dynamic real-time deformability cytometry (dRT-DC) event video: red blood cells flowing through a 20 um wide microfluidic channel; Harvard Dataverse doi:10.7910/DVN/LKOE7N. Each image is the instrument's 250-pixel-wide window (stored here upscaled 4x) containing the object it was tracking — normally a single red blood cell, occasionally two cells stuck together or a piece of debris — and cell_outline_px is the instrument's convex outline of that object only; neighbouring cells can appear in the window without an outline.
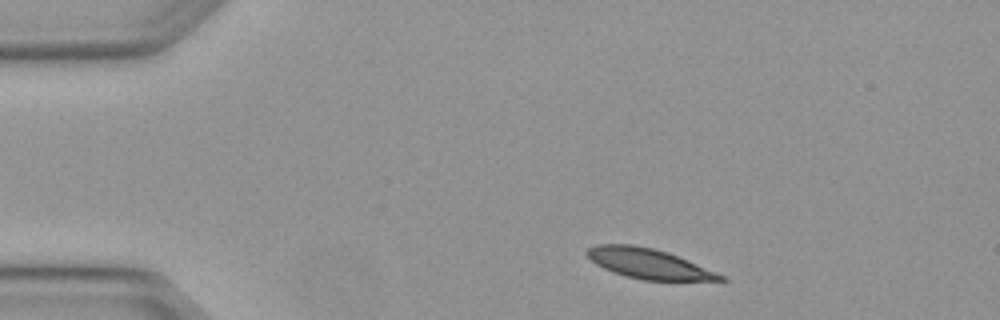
{"species": "Egyptian fruit bat (a non-hibernating species)", "species_latin": "Rousettus aegyptiacus", "temperature_condition": "warm", "stored_images_in_passage": 6, "camera_frame_rate_fps": 3000, "um_per_image_px": 0.085, "animal": {"sex": "female"}, "frame": {"image": 1, "passage_image": 1, "time_ms": 0.0, "image_size_px": [1000, 320], "cell_outline_px": [[728, 280], [644, 280], [624, 276], [612, 272], [596, 264], [584, 252], [588, 248], [600, 244], [632, 244], [652, 248], [668, 252], [688, 260], [716, 272], [724, 276]], "centroid_in_image_um": [55.1, 22.4], "position_along_channel_um": 29.9, "area_um2": 23.12}}
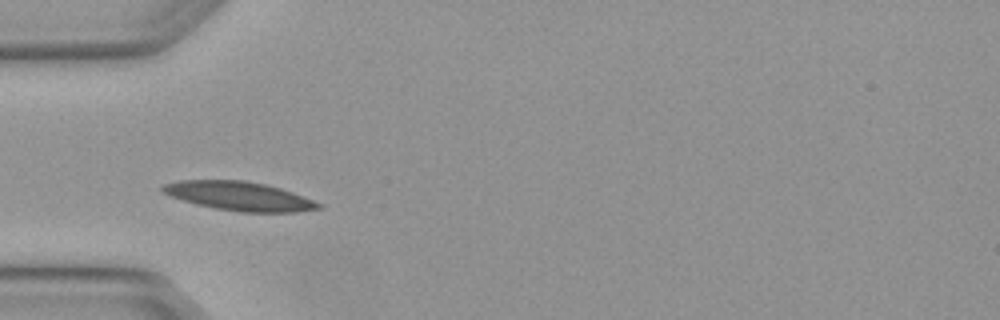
{"frame": {"image": 2, "passage_image": 3, "time_ms": 0.667, "image_size_px": [1000, 320], "cell_outline_px": [[324, 204], [320, 208], [296, 212], [240, 212], [216, 208], [196, 204], [160, 192], [160, 188], [164, 184], [180, 180], [244, 180], [268, 184], [292, 192]], "centroid_in_image_um": [20.34, 16.66], "position_along_channel_um": 64.7, "area_um2": 26.24}}
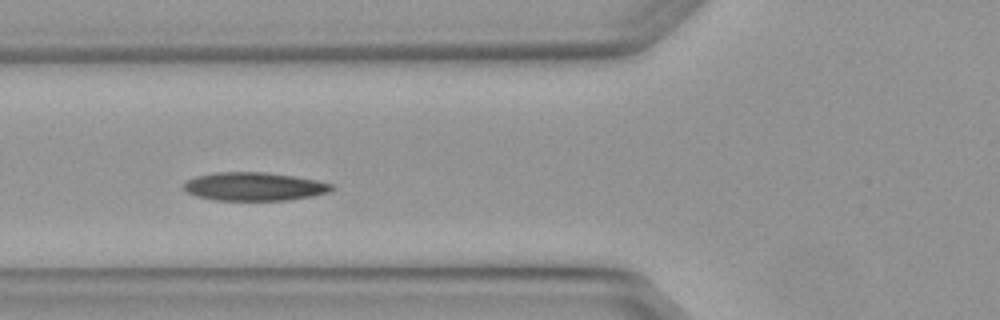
{"frame": {"image": 3, "passage_image": 4, "time_ms": 1.0, "image_size_px": [1000, 320], "cell_outline_px": [[336, 188], [328, 192], [312, 196], [288, 200], [216, 200], [196, 196], [188, 192], [184, 188], [184, 184], [188, 180], [196, 176], [216, 172], [264, 172], [292, 176], [316, 180], [332, 184]], "centroid_in_image_um": [21.62, 15.85], "position_along_channel_um": 104.2, "area_um2": 24.28}}